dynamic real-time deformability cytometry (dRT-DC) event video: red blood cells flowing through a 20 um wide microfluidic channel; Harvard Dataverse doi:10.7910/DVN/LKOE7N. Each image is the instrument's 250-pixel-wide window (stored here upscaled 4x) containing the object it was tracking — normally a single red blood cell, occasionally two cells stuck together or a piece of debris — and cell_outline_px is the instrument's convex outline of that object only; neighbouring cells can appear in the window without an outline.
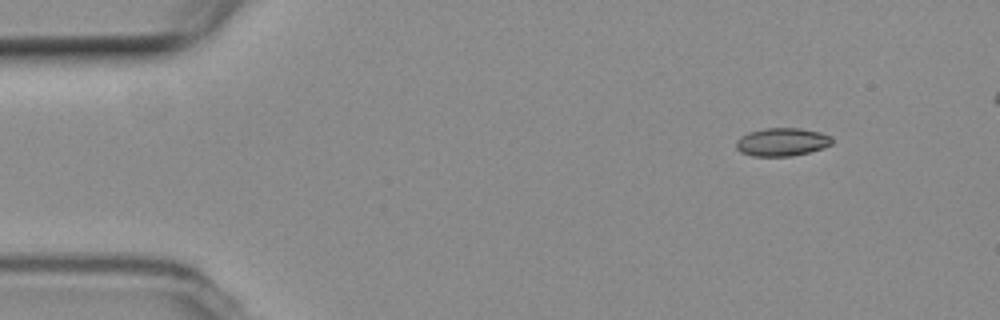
{"species": "common noctule bat (a hibernating species)", "species_latin": "Nyctalus noctula", "temperature_condition": "room temperature", "stored_images_in_passage": 7, "segment_of_instrument_passage": [1, 2], "camera_frame_rate_fps": 3000, "um_per_image_px": 0.085, "animal": {"sex": "female", "body_mass_g": 19.3, "forearm_length_mm": 54.1}, "frame": {"image": 1, "passage_image": 1, "time_ms": 0.0, "image_size_px": [1000, 320], "cell_outline_px": [[832, 144], [808, 152], [792, 156], [752, 156], [740, 152], [736, 148], [736, 140], [740, 136], [748, 132], [764, 128], [800, 128], [820, 132], [832, 136]], "centroid_in_image_um": [66.43, 12.06], "position_along_channel_um": 18.6, "area_um2": 15.78}}
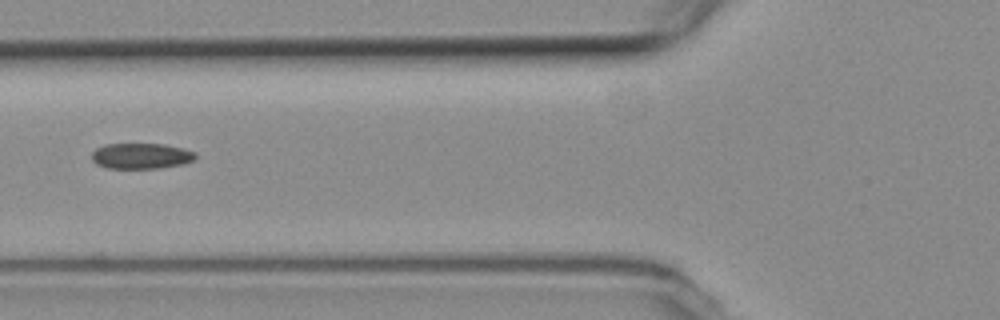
{"frame": {"image": 2, "passage_image": 5, "time_ms": 5.0, "image_size_px": [1000, 320], "cell_outline_px": [[196, 156], [192, 160], [184, 164], [160, 168], [108, 168], [96, 164], [92, 160], [92, 152], [96, 148], [104, 144], [164, 144], [196, 152]], "centroid_in_image_um": [11.97, 13.26], "position_along_channel_um": 113.8, "area_um2": 15.49}}